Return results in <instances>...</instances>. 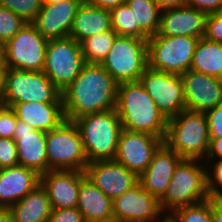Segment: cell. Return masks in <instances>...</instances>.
<instances>
[{
  "instance_id": "cell-1",
  "label": "cell",
  "mask_w": 222,
  "mask_h": 222,
  "mask_svg": "<svg viewBox=\"0 0 222 222\" xmlns=\"http://www.w3.org/2000/svg\"><path fill=\"white\" fill-rule=\"evenodd\" d=\"M118 83L101 64H85L62 91L65 120L115 109Z\"/></svg>"
},
{
  "instance_id": "cell-2",
  "label": "cell",
  "mask_w": 222,
  "mask_h": 222,
  "mask_svg": "<svg viewBox=\"0 0 222 222\" xmlns=\"http://www.w3.org/2000/svg\"><path fill=\"white\" fill-rule=\"evenodd\" d=\"M115 109L122 128L148 133L164 140L168 120L140 81L118 84Z\"/></svg>"
},
{
  "instance_id": "cell-3",
  "label": "cell",
  "mask_w": 222,
  "mask_h": 222,
  "mask_svg": "<svg viewBox=\"0 0 222 222\" xmlns=\"http://www.w3.org/2000/svg\"><path fill=\"white\" fill-rule=\"evenodd\" d=\"M73 122L79 129L88 163L114 160L122 130L116 109L86 114Z\"/></svg>"
},
{
  "instance_id": "cell-4",
  "label": "cell",
  "mask_w": 222,
  "mask_h": 222,
  "mask_svg": "<svg viewBox=\"0 0 222 222\" xmlns=\"http://www.w3.org/2000/svg\"><path fill=\"white\" fill-rule=\"evenodd\" d=\"M163 142L182 159L204 163L210 143L205 113L185 109L168 119Z\"/></svg>"
},
{
  "instance_id": "cell-5",
  "label": "cell",
  "mask_w": 222,
  "mask_h": 222,
  "mask_svg": "<svg viewBox=\"0 0 222 222\" xmlns=\"http://www.w3.org/2000/svg\"><path fill=\"white\" fill-rule=\"evenodd\" d=\"M206 165L197 159H182L176 166L164 196L159 200L161 212L174 210L210 198L207 190Z\"/></svg>"
},
{
  "instance_id": "cell-6",
  "label": "cell",
  "mask_w": 222,
  "mask_h": 222,
  "mask_svg": "<svg viewBox=\"0 0 222 222\" xmlns=\"http://www.w3.org/2000/svg\"><path fill=\"white\" fill-rule=\"evenodd\" d=\"M101 65L118 84L139 81L148 68V39L117 36Z\"/></svg>"
},
{
  "instance_id": "cell-7",
  "label": "cell",
  "mask_w": 222,
  "mask_h": 222,
  "mask_svg": "<svg viewBox=\"0 0 222 222\" xmlns=\"http://www.w3.org/2000/svg\"><path fill=\"white\" fill-rule=\"evenodd\" d=\"M63 103L60 91L43 71L16 70L6 72L4 106L24 102Z\"/></svg>"
},
{
  "instance_id": "cell-8",
  "label": "cell",
  "mask_w": 222,
  "mask_h": 222,
  "mask_svg": "<svg viewBox=\"0 0 222 222\" xmlns=\"http://www.w3.org/2000/svg\"><path fill=\"white\" fill-rule=\"evenodd\" d=\"M49 170L85 171L88 164L82 138L73 121L64 120L46 134Z\"/></svg>"
},
{
  "instance_id": "cell-9",
  "label": "cell",
  "mask_w": 222,
  "mask_h": 222,
  "mask_svg": "<svg viewBox=\"0 0 222 222\" xmlns=\"http://www.w3.org/2000/svg\"><path fill=\"white\" fill-rule=\"evenodd\" d=\"M199 38L191 36H160L148 38V67L166 73L182 75L191 67Z\"/></svg>"
},
{
  "instance_id": "cell-10",
  "label": "cell",
  "mask_w": 222,
  "mask_h": 222,
  "mask_svg": "<svg viewBox=\"0 0 222 222\" xmlns=\"http://www.w3.org/2000/svg\"><path fill=\"white\" fill-rule=\"evenodd\" d=\"M86 64L80 43L71 37L49 40L43 73L63 91Z\"/></svg>"
},
{
  "instance_id": "cell-11",
  "label": "cell",
  "mask_w": 222,
  "mask_h": 222,
  "mask_svg": "<svg viewBox=\"0 0 222 222\" xmlns=\"http://www.w3.org/2000/svg\"><path fill=\"white\" fill-rule=\"evenodd\" d=\"M49 40L26 23L5 45L7 68L43 71Z\"/></svg>"
},
{
  "instance_id": "cell-12",
  "label": "cell",
  "mask_w": 222,
  "mask_h": 222,
  "mask_svg": "<svg viewBox=\"0 0 222 222\" xmlns=\"http://www.w3.org/2000/svg\"><path fill=\"white\" fill-rule=\"evenodd\" d=\"M139 81L167 120L186 109L180 75L161 72L148 67Z\"/></svg>"
},
{
  "instance_id": "cell-13",
  "label": "cell",
  "mask_w": 222,
  "mask_h": 222,
  "mask_svg": "<svg viewBox=\"0 0 222 222\" xmlns=\"http://www.w3.org/2000/svg\"><path fill=\"white\" fill-rule=\"evenodd\" d=\"M162 143L163 139L157 136L122 128L114 160L139 177L148 167L154 152Z\"/></svg>"
},
{
  "instance_id": "cell-14",
  "label": "cell",
  "mask_w": 222,
  "mask_h": 222,
  "mask_svg": "<svg viewBox=\"0 0 222 222\" xmlns=\"http://www.w3.org/2000/svg\"><path fill=\"white\" fill-rule=\"evenodd\" d=\"M114 222H157L164 216L159 201L138 181L112 200Z\"/></svg>"
},
{
  "instance_id": "cell-15",
  "label": "cell",
  "mask_w": 222,
  "mask_h": 222,
  "mask_svg": "<svg viewBox=\"0 0 222 222\" xmlns=\"http://www.w3.org/2000/svg\"><path fill=\"white\" fill-rule=\"evenodd\" d=\"M180 77L186 110L205 113L222 104V79L191 69Z\"/></svg>"
},
{
  "instance_id": "cell-16",
  "label": "cell",
  "mask_w": 222,
  "mask_h": 222,
  "mask_svg": "<svg viewBox=\"0 0 222 222\" xmlns=\"http://www.w3.org/2000/svg\"><path fill=\"white\" fill-rule=\"evenodd\" d=\"M85 175L111 200L138 182V176L115 160L95 161L86 165Z\"/></svg>"
},
{
  "instance_id": "cell-17",
  "label": "cell",
  "mask_w": 222,
  "mask_h": 222,
  "mask_svg": "<svg viewBox=\"0 0 222 222\" xmlns=\"http://www.w3.org/2000/svg\"><path fill=\"white\" fill-rule=\"evenodd\" d=\"M82 3L83 0H62L54 4H43L31 23L45 39L69 37L74 18Z\"/></svg>"
},
{
  "instance_id": "cell-18",
  "label": "cell",
  "mask_w": 222,
  "mask_h": 222,
  "mask_svg": "<svg viewBox=\"0 0 222 222\" xmlns=\"http://www.w3.org/2000/svg\"><path fill=\"white\" fill-rule=\"evenodd\" d=\"M45 131L35 130L28 123L17 120L13 139L17 145L19 165L39 175L48 171Z\"/></svg>"
},
{
  "instance_id": "cell-19",
  "label": "cell",
  "mask_w": 222,
  "mask_h": 222,
  "mask_svg": "<svg viewBox=\"0 0 222 222\" xmlns=\"http://www.w3.org/2000/svg\"><path fill=\"white\" fill-rule=\"evenodd\" d=\"M182 158L164 142L154 152L152 161L138 177L143 188L158 201L164 196L177 164Z\"/></svg>"
},
{
  "instance_id": "cell-20",
  "label": "cell",
  "mask_w": 222,
  "mask_h": 222,
  "mask_svg": "<svg viewBox=\"0 0 222 222\" xmlns=\"http://www.w3.org/2000/svg\"><path fill=\"white\" fill-rule=\"evenodd\" d=\"M206 14L189 6L161 10L160 36H191L202 38L205 34Z\"/></svg>"
},
{
  "instance_id": "cell-21",
  "label": "cell",
  "mask_w": 222,
  "mask_h": 222,
  "mask_svg": "<svg viewBox=\"0 0 222 222\" xmlns=\"http://www.w3.org/2000/svg\"><path fill=\"white\" fill-rule=\"evenodd\" d=\"M52 209L77 208L80 189V171L49 170L40 175Z\"/></svg>"
},
{
  "instance_id": "cell-22",
  "label": "cell",
  "mask_w": 222,
  "mask_h": 222,
  "mask_svg": "<svg viewBox=\"0 0 222 222\" xmlns=\"http://www.w3.org/2000/svg\"><path fill=\"white\" fill-rule=\"evenodd\" d=\"M40 184V175L17 165L0 169V208L8 209Z\"/></svg>"
},
{
  "instance_id": "cell-23",
  "label": "cell",
  "mask_w": 222,
  "mask_h": 222,
  "mask_svg": "<svg viewBox=\"0 0 222 222\" xmlns=\"http://www.w3.org/2000/svg\"><path fill=\"white\" fill-rule=\"evenodd\" d=\"M77 208L85 222H114L112 200L80 171Z\"/></svg>"
},
{
  "instance_id": "cell-24",
  "label": "cell",
  "mask_w": 222,
  "mask_h": 222,
  "mask_svg": "<svg viewBox=\"0 0 222 222\" xmlns=\"http://www.w3.org/2000/svg\"><path fill=\"white\" fill-rule=\"evenodd\" d=\"M17 119L25 121L35 130L49 132L64 120L63 103L37 101L16 103L11 106Z\"/></svg>"
},
{
  "instance_id": "cell-25",
  "label": "cell",
  "mask_w": 222,
  "mask_h": 222,
  "mask_svg": "<svg viewBox=\"0 0 222 222\" xmlns=\"http://www.w3.org/2000/svg\"><path fill=\"white\" fill-rule=\"evenodd\" d=\"M112 30L110 10L83 1L78 8L69 37L78 43L95 34Z\"/></svg>"
},
{
  "instance_id": "cell-26",
  "label": "cell",
  "mask_w": 222,
  "mask_h": 222,
  "mask_svg": "<svg viewBox=\"0 0 222 222\" xmlns=\"http://www.w3.org/2000/svg\"><path fill=\"white\" fill-rule=\"evenodd\" d=\"M8 210L14 222H47L52 213V206L46 190L40 183Z\"/></svg>"
},
{
  "instance_id": "cell-27",
  "label": "cell",
  "mask_w": 222,
  "mask_h": 222,
  "mask_svg": "<svg viewBox=\"0 0 222 222\" xmlns=\"http://www.w3.org/2000/svg\"><path fill=\"white\" fill-rule=\"evenodd\" d=\"M190 69L222 79V43L199 38Z\"/></svg>"
},
{
  "instance_id": "cell-28",
  "label": "cell",
  "mask_w": 222,
  "mask_h": 222,
  "mask_svg": "<svg viewBox=\"0 0 222 222\" xmlns=\"http://www.w3.org/2000/svg\"><path fill=\"white\" fill-rule=\"evenodd\" d=\"M127 5L134 12L135 25L149 36L156 35L160 26L161 9L155 0H127Z\"/></svg>"
},
{
  "instance_id": "cell-29",
  "label": "cell",
  "mask_w": 222,
  "mask_h": 222,
  "mask_svg": "<svg viewBox=\"0 0 222 222\" xmlns=\"http://www.w3.org/2000/svg\"><path fill=\"white\" fill-rule=\"evenodd\" d=\"M117 36V33L112 29L82 40L80 47L85 62L87 64H101Z\"/></svg>"
},
{
  "instance_id": "cell-30",
  "label": "cell",
  "mask_w": 222,
  "mask_h": 222,
  "mask_svg": "<svg viewBox=\"0 0 222 222\" xmlns=\"http://www.w3.org/2000/svg\"><path fill=\"white\" fill-rule=\"evenodd\" d=\"M111 28L118 36H132L139 39H148L149 36L139 27L135 25L134 12L127 5L121 4L110 10Z\"/></svg>"
},
{
  "instance_id": "cell-31",
  "label": "cell",
  "mask_w": 222,
  "mask_h": 222,
  "mask_svg": "<svg viewBox=\"0 0 222 222\" xmlns=\"http://www.w3.org/2000/svg\"><path fill=\"white\" fill-rule=\"evenodd\" d=\"M168 216L171 222H213L211 197L205 201L178 208Z\"/></svg>"
},
{
  "instance_id": "cell-32",
  "label": "cell",
  "mask_w": 222,
  "mask_h": 222,
  "mask_svg": "<svg viewBox=\"0 0 222 222\" xmlns=\"http://www.w3.org/2000/svg\"><path fill=\"white\" fill-rule=\"evenodd\" d=\"M0 6L8 8L31 23L41 10L43 2L42 0H0Z\"/></svg>"
},
{
  "instance_id": "cell-33",
  "label": "cell",
  "mask_w": 222,
  "mask_h": 222,
  "mask_svg": "<svg viewBox=\"0 0 222 222\" xmlns=\"http://www.w3.org/2000/svg\"><path fill=\"white\" fill-rule=\"evenodd\" d=\"M26 23L22 17L0 6V42L6 44Z\"/></svg>"
},
{
  "instance_id": "cell-34",
  "label": "cell",
  "mask_w": 222,
  "mask_h": 222,
  "mask_svg": "<svg viewBox=\"0 0 222 222\" xmlns=\"http://www.w3.org/2000/svg\"><path fill=\"white\" fill-rule=\"evenodd\" d=\"M213 162H215L216 164H205L207 190L210 197H222V160H213Z\"/></svg>"
},
{
  "instance_id": "cell-35",
  "label": "cell",
  "mask_w": 222,
  "mask_h": 222,
  "mask_svg": "<svg viewBox=\"0 0 222 222\" xmlns=\"http://www.w3.org/2000/svg\"><path fill=\"white\" fill-rule=\"evenodd\" d=\"M17 165H19V161L15 140L0 138V169Z\"/></svg>"
},
{
  "instance_id": "cell-36",
  "label": "cell",
  "mask_w": 222,
  "mask_h": 222,
  "mask_svg": "<svg viewBox=\"0 0 222 222\" xmlns=\"http://www.w3.org/2000/svg\"><path fill=\"white\" fill-rule=\"evenodd\" d=\"M17 116L11 107H0V138L13 139L16 128Z\"/></svg>"
},
{
  "instance_id": "cell-37",
  "label": "cell",
  "mask_w": 222,
  "mask_h": 222,
  "mask_svg": "<svg viewBox=\"0 0 222 222\" xmlns=\"http://www.w3.org/2000/svg\"><path fill=\"white\" fill-rule=\"evenodd\" d=\"M204 37L208 40L222 43V12L206 16Z\"/></svg>"
},
{
  "instance_id": "cell-38",
  "label": "cell",
  "mask_w": 222,
  "mask_h": 222,
  "mask_svg": "<svg viewBox=\"0 0 222 222\" xmlns=\"http://www.w3.org/2000/svg\"><path fill=\"white\" fill-rule=\"evenodd\" d=\"M210 138L222 137V104L205 112Z\"/></svg>"
},
{
  "instance_id": "cell-39",
  "label": "cell",
  "mask_w": 222,
  "mask_h": 222,
  "mask_svg": "<svg viewBox=\"0 0 222 222\" xmlns=\"http://www.w3.org/2000/svg\"><path fill=\"white\" fill-rule=\"evenodd\" d=\"M47 222H85L78 208L52 209Z\"/></svg>"
},
{
  "instance_id": "cell-40",
  "label": "cell",
  "mask_w": 222,
  "mask_h": 222,
  "mask_svg": "<svg viewBox=\"0 0 222 222\" xmlns=\"http://www.w3.org/2000/svg\"><path fill=\"white\" fill-rule=\"evenodd\" d=\"M186 6L200 10L206 15L222 12V0H186Z\"/></svg>"
},
{
  "instance_id": "cell-41",
  "label": "cell",
  "mask_w": 222,
  "mask_h": 222,
  "mask_svg": "<svg viewBox=\"0 0 222 222\" xmlns=\"http://www.w3.org/2000/svg\"><path fill=\"white\" fill-rule=\"evenodd\" d=\"M222 160V137L210 138L209 149L204 160L205 164L213 163L212 160Z\"/></svg>"
},
{
  "instance_id": "cell-42",
  "label": "cell",
  "mask_w": 222,
  "mask_h": 222,
  "mask_svg": "<svg viewBox=\"0 0 222 222\" xmlns=\"http://www.w3.org/2000/svg\"><path fill=\"white\" fill-rule=\"evenodd\" d=\"M127 0H87V2L93 6L111 10L117 6L126 3Z\"/></svg>"
},
{
  "instance_id": "cell-43",
  "label": "cell",
  "mask_w": 222,
  "mask_h": 222,
  "mask_svg": "<svg viewBox=\"0 0 222 222\" xmlns=\"http://www.w3.org/2000/svg\"><path fill=\"white\" fill-rule=\"evenodd\" d=\"M211 210L213 222H222V198L211 197Z\"/></svg>"
},
{
  "instance_id": "cell-44",
  "label": "cell",
  "mask_w": 222,
  "mask_h": 222,
  "mask_svg": "<svg viewBox=\"0 0 222 222\" xmlns=\"http://www.w3.org/2000/svg\"><path fill=\"white\" fill-rule=\"evenodd\" d=\"M161 10L182 7L186 5V0H155Z\"/></svg>"
},
{
  "instance_id": "cell-45",
  "label": "cell",
  "mask_w": 222,
  "mask_h": 222,
  "mask_svg": "<svg viewBox=\"0 0 222 222\" xmlns=\"http://www.w3.org/2000/svg\"><path fill=\"white\" fill-rule=\"evenodd\" d=\"M7 67H0V102L2 103V99L5 93V82H6V72Z\"/></svg>"
},
{
  "instance_id": "cell-46",
  "label": "cell",
  "mask_w": 222,
  "mask_h": 222,
  "mask_svg": "<svg viewBox=\"0 0 222 222\" xmlns=\"http://www.w3.org/2000/svg\"><path fill=\"white\" fill-rule=\"evenodd\" d=\"M0 222H14L13 217L8 209L0 208Z\"/></svg>"
},
{
  "instance_id": "cell-47",
  "label": "cell",
  "mask_w": 222,
  "mask_h": 222,
  "mask_svg": "<svg viewBox=\"0 0 222 222\" xmlns=\"http://www.w3.org/2000/svg\"><path fill=\"white\" fill-rule=\"evenodd\" d=\"M0 67H7L6 63V45L0 42Z\"/></svg>"
},
{
  "instance_id": "cell-48",
  "label": "cell",
  "mask_w": 222,
  "mask_h": 222,
  "mask_svg": "<svg viewBox=\"0 0 222 222\" xmlns=\"http://www.w3.org/2000/svg\"><path fill=\"white\" fill-rule=\"evenodd\" d=\"M62 0H42L43 4H54V3H58Z\"/></svg>"
},
{
  "instance_id": "cell-49",
  "label": "cell",
  "mask_w": 222,
  "mask_h": 222,
  "mask_svg": "<svg viewBox=\"0 0 222 222\" xmlns=\"http://www.w3.org/2000/svg\"><path fill=\"white\" fill-rule=\"evenodd\" d=\"M157 222H171V220L168 215H164L162 219L160 218Z\"/></svg>"
}]
</instances>
